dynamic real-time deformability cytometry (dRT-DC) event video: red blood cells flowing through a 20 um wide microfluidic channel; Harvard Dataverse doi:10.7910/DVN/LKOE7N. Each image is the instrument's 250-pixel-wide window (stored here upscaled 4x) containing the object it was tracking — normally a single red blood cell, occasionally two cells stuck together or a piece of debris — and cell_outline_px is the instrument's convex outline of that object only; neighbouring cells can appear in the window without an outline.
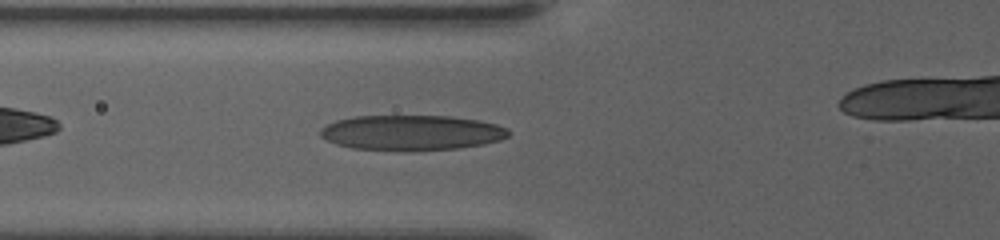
{"species": "human", "species_latin": "Homo sapiens", "temperature_condition": "warm", "stored_images_in_passage": 35, "camera_frame_rate_fps": 3000, "um_per_image_px": 0.085, "donor": {"sex": "female"}, "frame": {"image": 1, "passage_image": 6, "time_ms": 1.667, "image_size_px": [1000, 240], "cell_outline_px": [[512, 132], [508, 136], [500, 140], [484, 144], [460, 148], [352, 148], [336, 144], [320, 136], [320, 128], [324, 124], [336, 120], [356, 116], [452, 116], [480, 120], [496, 124], [508, 128]], "centroid_in_image_um": [35.01, 11.23], "position_along_channel_um": 90.8, "area_um2": 37.74}}
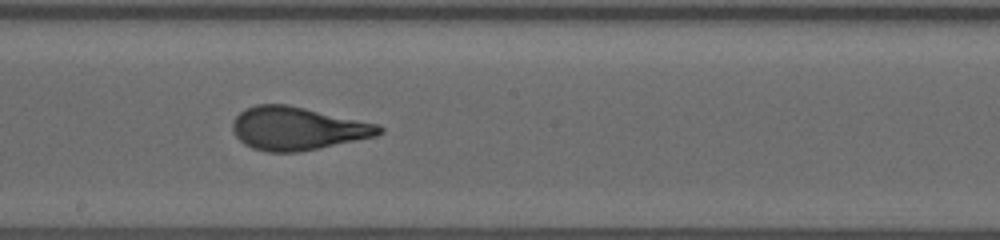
{"frame": {"image": 2, "passage_image": 17, "time_ms": 5.333, "image_size_px": [1000, 240], "cell_outline_px": [[384, 132], [376, 136], [320, 148], [296, 152], [268, 152], [252, 148], [244, 144], [236, 136], [232, 128], [232, 120], [240, 112], [256, 104], [288, 104], [380, 124], [384, 128]], "centroid_in_image_um": [25.31, 10.91], "position_along_channel_um": 222.9, "area_um2": 36.99}}
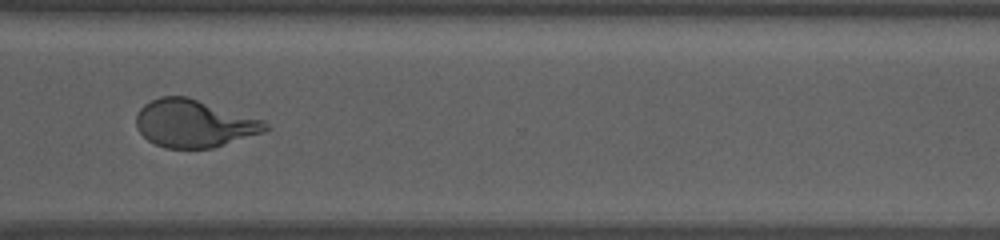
{"frame": {"image": 3, "passage_image": 28, "time_ms": 9.0, "image_size_px": [1000, 240], "cell_outline_px": [[272, 128], [264, 132], [212, 148], [164, 148], [148, 140], [136, 128], [136, 116], [140, 108], [144, 104], [160, 96], [188, 96], [264, 120]], "centroid_in_image_um": [16.5, 10.49], "position_along_channel_um": 354.1, "area_um2": 35.95}}